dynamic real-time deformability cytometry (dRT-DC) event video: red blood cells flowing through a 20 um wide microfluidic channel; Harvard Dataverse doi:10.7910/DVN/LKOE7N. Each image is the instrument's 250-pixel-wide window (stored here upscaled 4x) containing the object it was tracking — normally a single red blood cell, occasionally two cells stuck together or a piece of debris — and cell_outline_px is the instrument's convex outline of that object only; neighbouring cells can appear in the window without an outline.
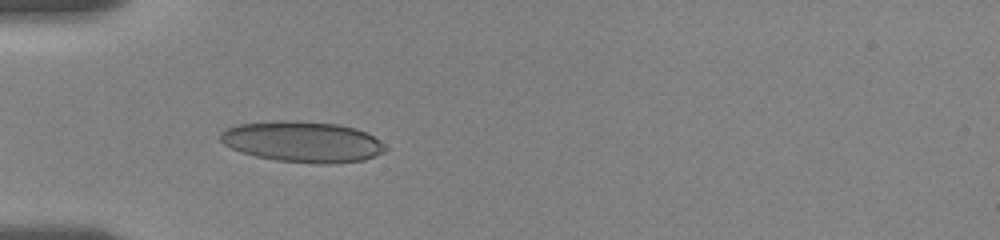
{"species": "human", "species_latin": "Homo sapiens", "temperature_condition": "room temperature", "stored_images_in_passage": 66, "camera_frame_rate_fps": 3000, "um_per_image_px": 0.085, "donor": {"sex": "female"}, "frame": {"image": 1, "passage_image": 1, "time_ms": 0.0, "image_size_px": [1000, 240], "cell_outline_px": [[388, 148], [384, 152], [364, 160], [328, 164], [316, 164], [276, 160], [256, 156], [240, 152], [224, 144], [220, 140], [220, 132], [228, 128], [240, 124], [276, 120], [296, 120], [340, 124], [356, 128], [368, 132], [380, 140]], "centroid_in_image_um": [25.75, 12.04], "position_along_channel_um": 59.2, "area_um2": 39.65}}
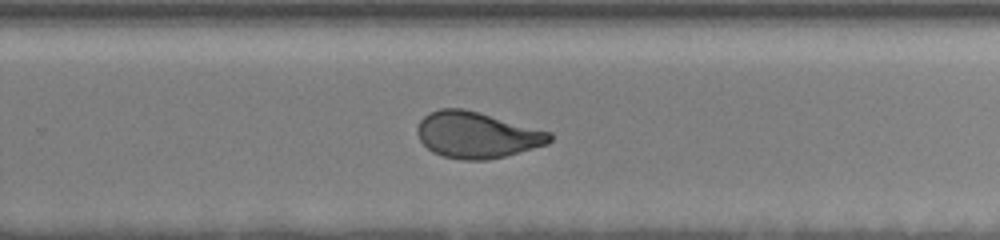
{"frame": {"image": 2, "passage_image": 38, "time_ms": 6.667, "image_size_px": [1000, 240], "cell_outline_px": [[552, 140], [548, 144], [504, 156], [488, 160], [464, 160], [444, 156], [432, 152], [420, 140], [416, 132], [416, 128], [420, 120], [424, 116], [440, 108], [464, 108], [552, 132]], "centroid_in_image_um": [40.53, 11.47], "position_along_channel_um": 289.3, "area_um2": 35.6}}
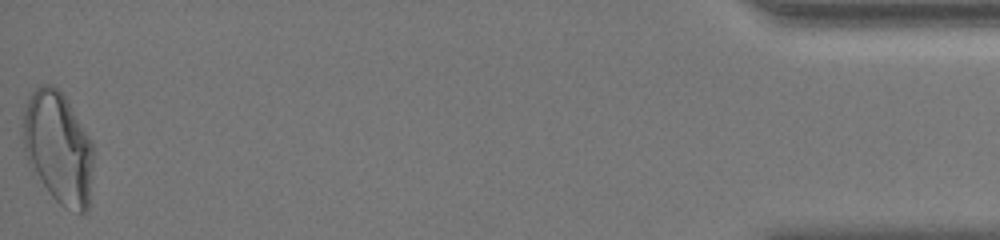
{"frame": {"image": 3, "passage_image": 66, "time_ms": 13.0, "image_size_px": [1000, 240], "cell_outline_px": [[92, 164], [88, 212], [80, 212], [64, 208], [52, 196], [32, 172], [28, 164], [24, 152], [24, 112], [28, 100], [32, 92], [40, 84], [52, 84], [64, 96], [92, 144]], "centroid_in_image_um": [4.93, 12.59], "position_along_channel_um": 430.3, "area_um2": 45.2}, "authors_computed_cell_mechanics": {"area_um2": 36.0094, "velocity_mm_per_s": 3.5419, "shape_relaxation_time_tau1_ms": null, "shape_relaxation_time_tau2_ms": 0.8149, "deformation_change_tau1": null, "deformation_change_tau2": 0.0658}}